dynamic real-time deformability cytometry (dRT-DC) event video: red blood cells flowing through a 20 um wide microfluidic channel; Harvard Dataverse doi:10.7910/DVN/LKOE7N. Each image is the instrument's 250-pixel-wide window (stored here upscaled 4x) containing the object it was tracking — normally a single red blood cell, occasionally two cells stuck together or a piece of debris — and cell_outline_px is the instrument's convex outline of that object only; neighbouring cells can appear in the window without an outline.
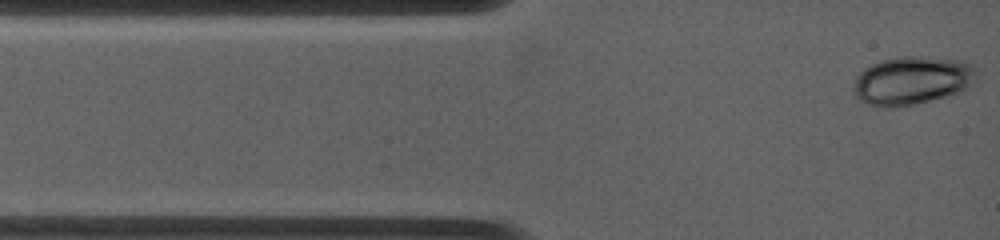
{"species": "common noctule bat (a hibernating species)", "species_latin": "Nyctalus noctula", "temperature_condition": "warm", "stored_images_in_passage": 14, "camera_frame_rate_fps": 4500, "um_per_image_px": 0.085, "animal": {"sex": "female", "body_mass_g": 19.0, "forearm_length_mm": 53.3}, "frame": {"image": 1, "passage_image": 1, "time_ms": 0.0, "image_size_px": [1000, 240], "cell_outline_px": [[976, 76], [972, 84], [968, 88], [960, 92], [896, 108], [888, 108], [868, 104], [860, 100], [852, 92], [852, 88], [856, 76], [864, 68], [880, 60], [900, 56], [928, 56], [964, 60], [972, 64], [976, 68]], "centroid_in_image_um": [77.52, 6.82], "position_along_channel_um": 7.5, "area_um2": 35.03}}
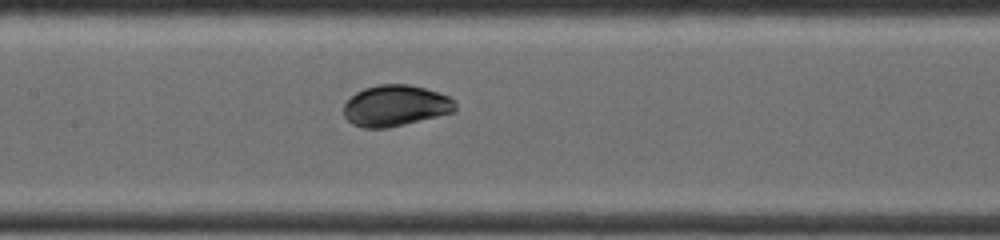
{"frame": {"image": 2, "passage_image": 10, "time_ms": 5.333, "image_size_px": [1000, 240], "cell_outline_px": [[456, 108], [452, 112], [388, 128], [364, 128], [352, 124], [344, 116], [344, 104], [356, 92], [364, 88], [380, 84], [408, 84], [424, 88], [448, 96], [456, 100]], "centroid_in_image_um": [33.6, 8.98], "position_along_channel_um": 173.8, "area_um2": 26.53}}
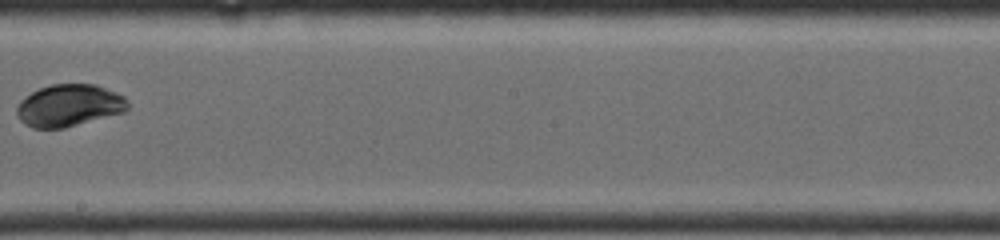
{"frame": {"image": 3, "passage_image": 13, "time_ms": 7.111, "image_size_px": [1000, 240], "cell_outline_px": [[128, 108], [124, 112], [64, 128], [32, 128], [24, 124], [20, 120], [16, 112], [16, 108], [20, 100], [32, 92], [40, 88], [52, 84], [96, 84], [124, 96], [128, 100]], "centroid_in_image_um": [5.86, 8.97], "position_along_channel_um": 242.3, "area_um2": 27.22}}